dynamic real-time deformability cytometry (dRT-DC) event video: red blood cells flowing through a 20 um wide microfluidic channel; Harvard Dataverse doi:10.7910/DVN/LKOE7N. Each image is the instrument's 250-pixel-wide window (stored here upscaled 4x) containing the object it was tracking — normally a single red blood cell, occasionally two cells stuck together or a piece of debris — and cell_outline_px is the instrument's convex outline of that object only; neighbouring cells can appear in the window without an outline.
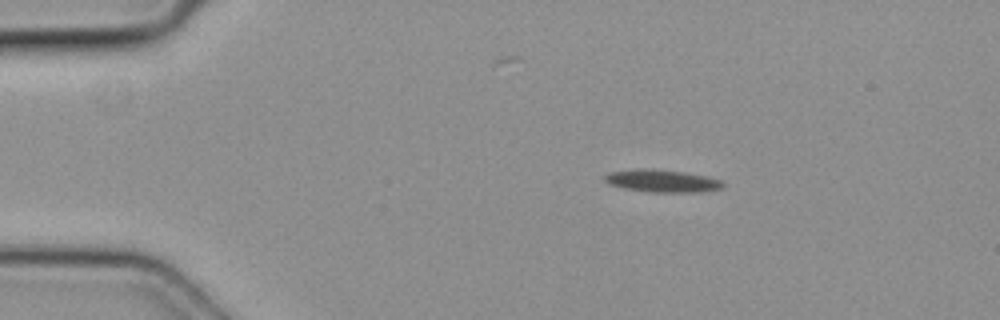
{"species": "common noctule bat (a hibernating species)", "species_latin": "Nyctalus noctula", "temperature_condition": "cold", "stored_images_in_passage": 4, "camera_frame_rate_fps": 3000, "um_per_image_px": 0.085, "animal": {"sex": "female", "body_mass_g": 19.3, "forearm_length_mm": 54.1}, "frame": {"image": 1, "passage_image": 1, "time_ms": 0.0, "image_size_px": [1000, 320], "cell_outline_px": [[724, 188], [704, 192], [652, 192], [624, 188], [608, 184], [604, 180], [604, 176], [612, 172], [636, 168], [680, 172], [704, 176], [720, 180], [724, 184]], "centroid_in_image_um": [56.28, 15.4], "position_along_channel_um": 28.7, "area_um2": 15.2}}
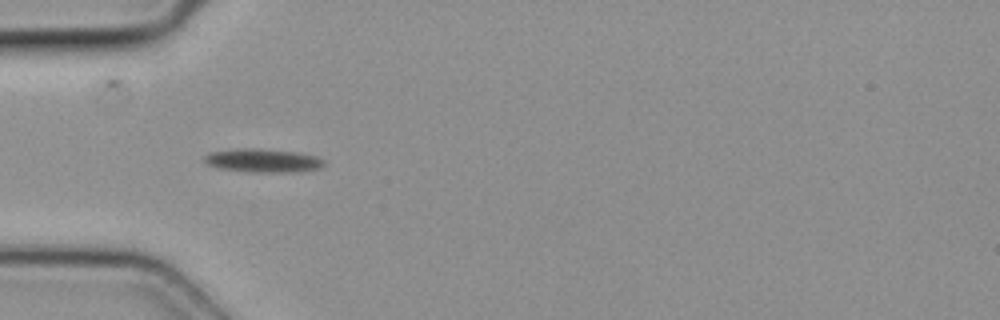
{"frame": {"image": 2, "passage_image": 3, "time_ms": 0.667, "image_size_px": [1000, 320], "cell_outline_px": [[324, 164], [320, 168], [296, 172], [248, 172], [216, 168], [208, 164], [204, 160], [204, 156], [208, 152], [240, 148], [252, 148], [296, 152], [316, 156], [324, 160]], "centroid_in_image_um": [22.31, 13.65], "position_along_channel_um": 62.7, "area_um2": 16.47}}
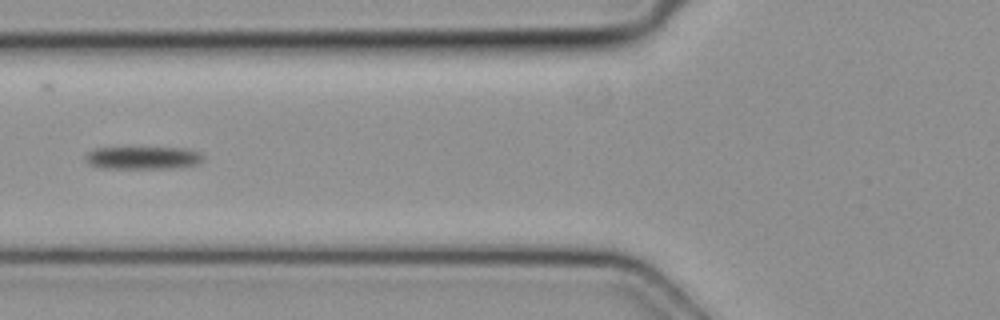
{"frame": {"image": 3, "passage_image": 4, "time_ms": 1.0, "image_size_px": [1000, 320], "cell_outline_px": [[204, 160], [196, 164], [172, 168], [100, 168], [88, 164], [84, 156], [88, 152], [96, 148], [188, 148], [200, 152], [204, 156]], "centroid_in_image_um": [12.16, 13.41], "position_along_channel_um": 113.6, "area_um2": 15.61}}